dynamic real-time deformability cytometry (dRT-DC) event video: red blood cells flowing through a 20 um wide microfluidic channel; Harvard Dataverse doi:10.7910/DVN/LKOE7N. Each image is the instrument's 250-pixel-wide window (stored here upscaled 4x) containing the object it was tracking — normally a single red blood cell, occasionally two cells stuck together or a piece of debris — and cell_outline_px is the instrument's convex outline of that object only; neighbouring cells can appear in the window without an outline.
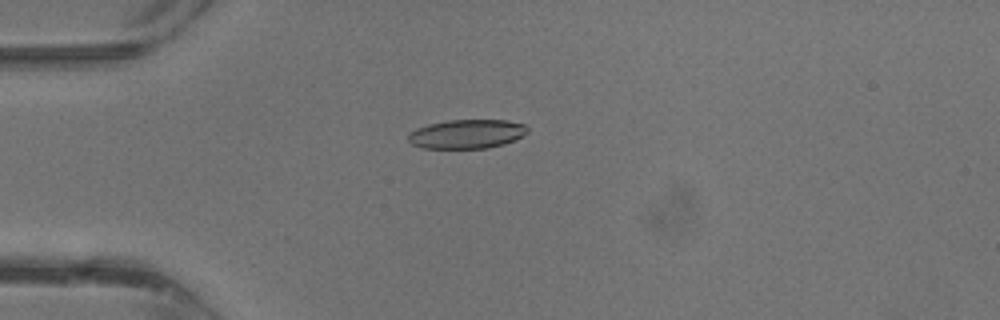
{"species": "common noctule bat (a hibernating species)", "species_latin": "Nyctalus noctula", "temperature_condition": "warm", "stored_images_in_passage": 39, "camera_frame_rate_fps": 3000, "um_per_image_px": 0.085, "animal": {"sex": "male", "body_mass_g": 13.3}, "frame": {"image": 1, "passage_image": 11, "time_ms": 3.333, "image_size_px": [1000, 320], "cell_outline_px": [[528, 132], [504, 144], [488, 148], [424, 148], [412, 144], [408, 140], [408, 132], [416, 128], [428, 124], [448, 120], [508, 120], [524, 124], [528, 128]], "centroid_in_image_um": [39.65, 11.38], "position_along_channel_um": 45.3, "area_um2": 20.17}}
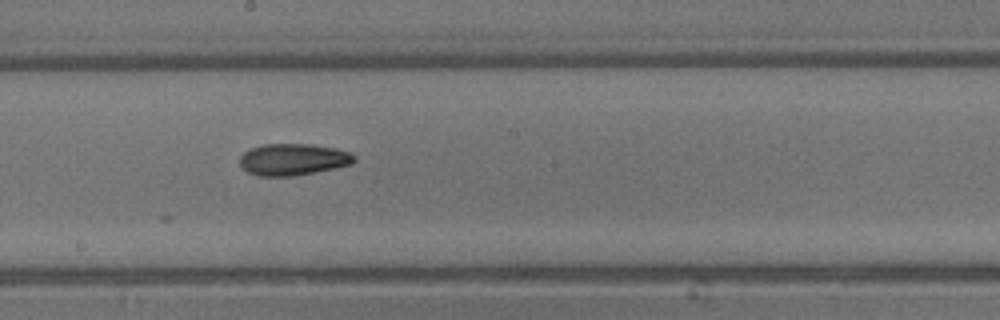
{"frame": {"image": 2, "passage_image": 22, "time_ms": 7.0, "image_size_px": [1000, 320], "cell_outline_px": [[356, 160], [352, 164], [336, 168], [292, 176], [256, 176], [248, 172], [240, 164], [240, 156], [244, 152], [252, 148], [264, 144], [312, 144], [336, 148], [352, 152], [356, 156]], "centroid_in_image_um": [24.96, 13.55], "position_along_channel_um": 223.2, "area_um2": 21.27}}
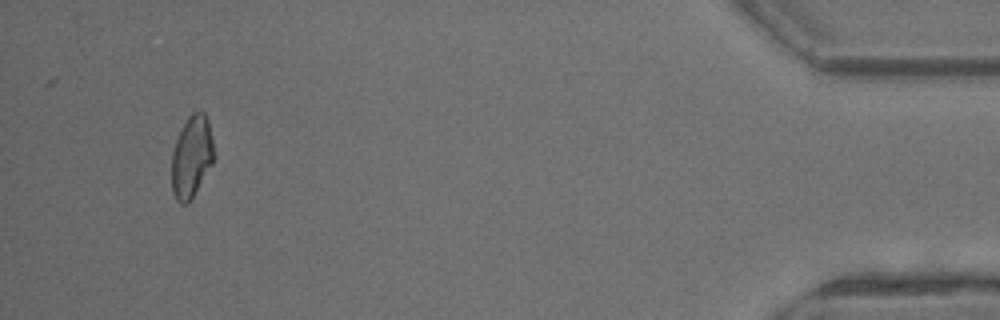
{"frame": {"image": 3, "passage_image": 37, "time_ms": 12.0, "image_size_px": [1000, 320], "cell_outline_px": [[216, 156], [212, 164], [188, 204], [180, 204], [176, 200], [172, 192], [172, 152], [176, 140], [188, 116], [192, 112], [204, 112], [208, 120]], "centroid_in_image_um": [16.3, 13.33], "position_along_channel_um": 418.9, "area_um2": 20.17}}